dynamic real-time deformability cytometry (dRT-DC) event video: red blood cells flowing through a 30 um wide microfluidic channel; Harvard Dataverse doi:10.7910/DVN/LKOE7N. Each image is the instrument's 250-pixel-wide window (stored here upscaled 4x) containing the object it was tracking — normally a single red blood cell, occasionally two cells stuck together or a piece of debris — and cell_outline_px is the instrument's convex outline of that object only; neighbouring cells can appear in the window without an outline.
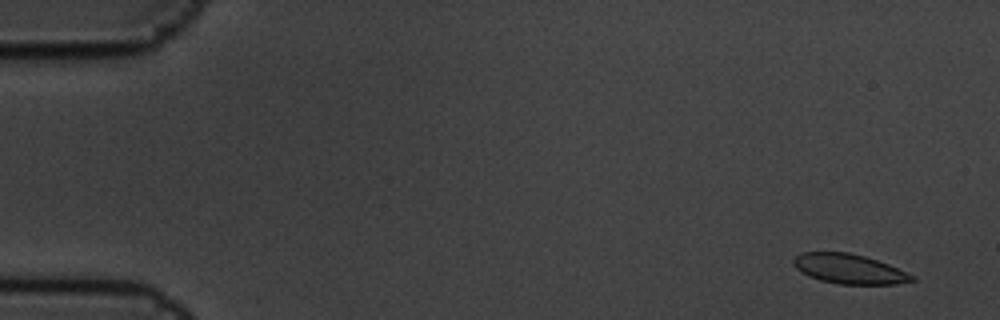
{"species": "common noctule bat (a hibernating species)", "species_latin": "Nyctalus noctula", "temperature_condition": "cold", "stored_images_in_passage": 8, "camera_frame_rate_fps": 3000, "um_per_image_px": 0.085, "animal": {"sex": "male", "body_mass_g": 19.5, "forearm_length_mm": 54.6}, "frame": {"image": 1, "passage_image": 1, "time_ms": 0.0, "image_size_px": [1000, 320], "cell_outline_px": [[916, 280], [896, 284], [840, 284], [820, 280], [808, 276], [796, 268], [792, 264], [792, 260], [800, 252], [848, 252], [864, 256], [888, 264], [916, 276]], "centroid_in_image_um": [72.17, 22.85], "position_along_channel_um": 12.8, "area_um2": 20.52}}
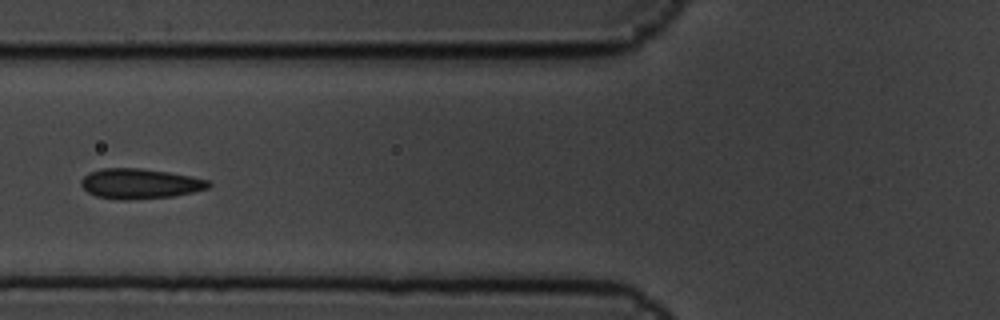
{"frame": {"image": 2, "passage_image": 6, "time_ms": 1.667, "image_size_px": [1000, 320], "cell_outline_px": [[212, 184], [208, 188], [192, 192], [172, 196], [128, 200], [124, 200], [96, 196], [88, 192], [80, 184], [80, 180], [88, 172], [100, 168], [140, 168], [168, 172], [208, 180]], "centroid_in_image_um": [11.85, 15.6], "position_along_channel_um": 114.0, "area_um2": 22.25}}
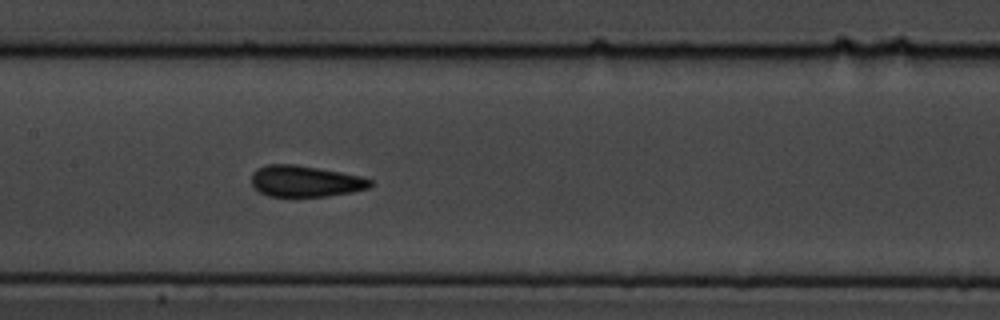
{"frame": {"image": 3, "passage_image": 8, "time_ms": 2.333, "image_size_px": [1000, 320], "cell_outline_px": [[372, 184], [368, 188], [352, 192], [328, 196], [268, 196], [260, 192], [252, 184], [252, 172], [256, 168], [268, 164], [296, 164], [340, 172], [360, 176], [372, 180]], "centroid_in_image_um": [25.93, 15.4], "position_along_channel_um": 181.5, "area_um2": 21.56}}